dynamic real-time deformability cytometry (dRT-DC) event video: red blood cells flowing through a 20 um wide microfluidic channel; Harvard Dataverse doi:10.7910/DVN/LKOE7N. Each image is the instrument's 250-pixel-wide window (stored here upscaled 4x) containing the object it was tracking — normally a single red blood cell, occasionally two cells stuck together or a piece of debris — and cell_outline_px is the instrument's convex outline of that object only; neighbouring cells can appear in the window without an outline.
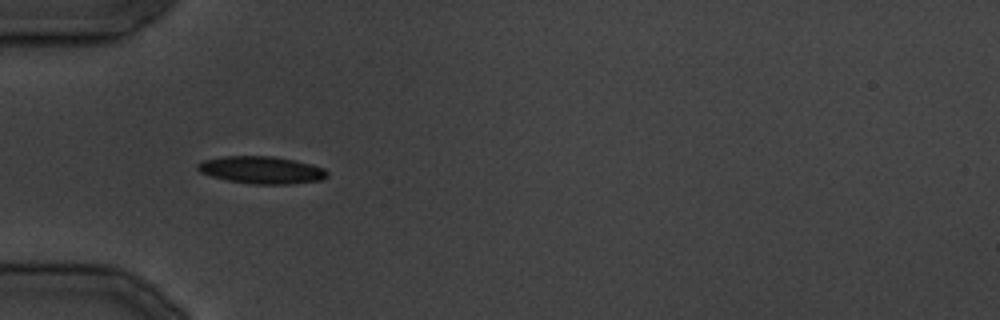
{"species": "common noctule bat (a hibernating species)", "species_latin": "Nyctalus noctula", "temperature_condition": "cold", "stored_images_in_passage": 14, "camera_frame_rate_fps": 3000, "um_per_image_px": 0.085, "animal": {"sex": "male", "body_mass_g": 19.5, "forearm_length_mm": 54.6}, "frame": {"image": 1, "passage_image": 1, "time_ms": 0.0, "image_size_px": [1000, 320], "cell_outline_px": [[328, 176], [320, 180], [288, 184], [252, 184], [228, 180], [212, 176], [200, 172], [196, 168], [196, 164], [200, 160], [224, 156], [272, 156], [312, 164], [324, 168], [328, 172]], "centroid_in_image_um": [22.2, 14.44], "position_along_channel_um": 62.8, "area_um2": 20.63}}
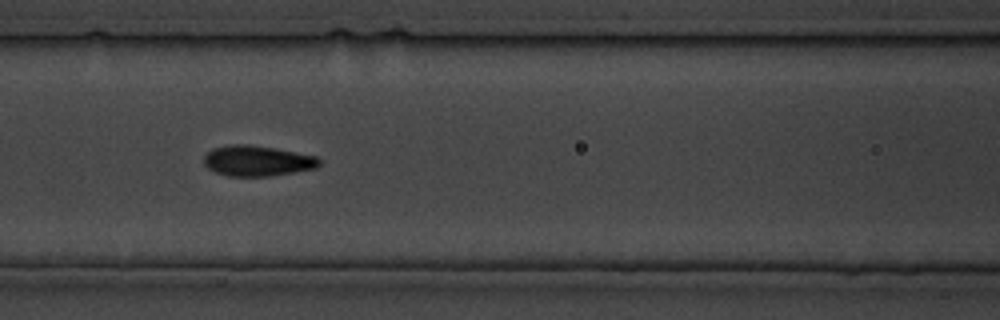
{"frame": {"image": 2, "passage_image": 5, "time_ms": 5.333, "image_size_px": [1000, 320], "cell_outline_px": [[320, 164], [316, 168], [268, 176], [228, 176], [216, 172], [208, 168], [204, 164], [204, 156], [212, 148], [228, 144], [248, 144], [276, 148], [316, 156], [320, 160]], "centroid_in_image_um": [21.84, 13.66], "position_along_channel_um": 144.8, "area_um2": 20.52}}
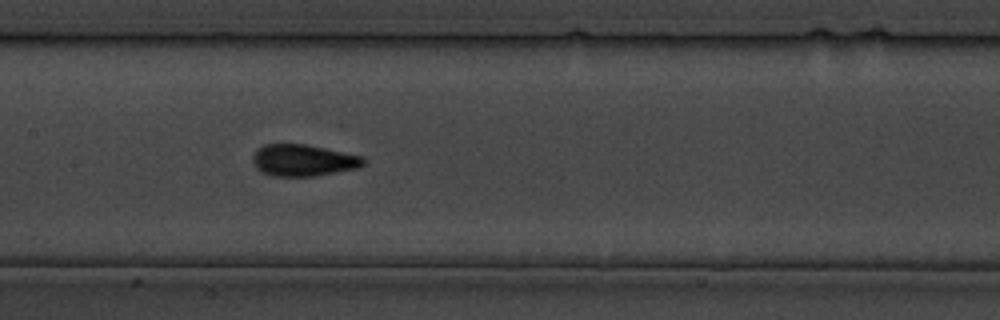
{"frame": {"image": 3, "passage_image": 7, "time_ms": 7.667, "image_size_px": [1000, 320], "cell_outline_px": [[364, 164], [356, 168], [312, 176], [272, 176], [260, 172], [256, 168], [252, 160], [252, 156], [256, 148], [264, 144], [308, 144], [364, 156]], "centroid_in_image_um": [25.73, 13.61], "position_along_channel_um": 181.7, "area_um2": 20.58}}